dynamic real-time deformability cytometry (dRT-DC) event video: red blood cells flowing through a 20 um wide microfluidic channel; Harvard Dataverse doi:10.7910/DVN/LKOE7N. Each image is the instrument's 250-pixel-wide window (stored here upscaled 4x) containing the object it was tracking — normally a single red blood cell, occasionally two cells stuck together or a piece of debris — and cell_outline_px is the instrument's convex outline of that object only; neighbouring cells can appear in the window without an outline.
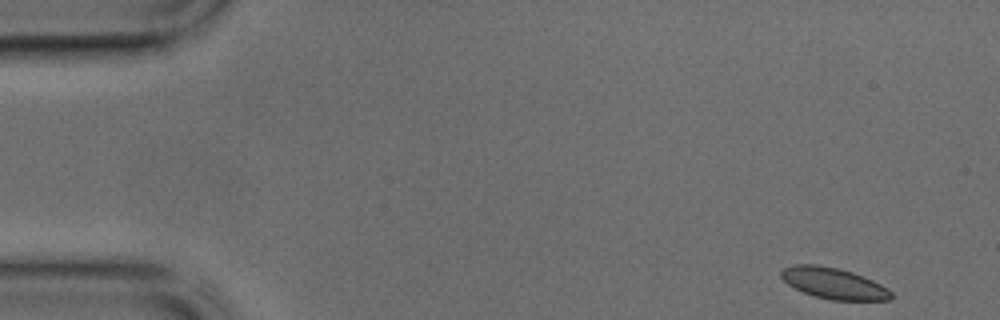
{"species": "common noctule bat (a hibernating species)", "species_latin": "Nyctalus noctula", "temperature_condition": "cold", "stored_images_in_passage": 42, "camera_frame_rate_fps": 3000, "um_per_image_px": 0.085, "animal": {"sex": "male", "body_mass_g": 17.9, "forearm_length_mm": 54.2}, "frame": {"image": 1, "passage_image": 1, "time_ms": 0.0, "image_size_px": [1000, 320], "cell_outline_px": [[892, 296], [888, 300], [832, 300], [816, 296], [804, 292], [788, 284], [780, 276], [780, 272], [784, 268], [792, 264], [816, 264], [840, 268], [864, 276], [880, 284], [892, 292]], "centroid_in_image_um": [70.85, 24.06], "position_along_channel_um": 14.2, "area_um2": 19.83}}
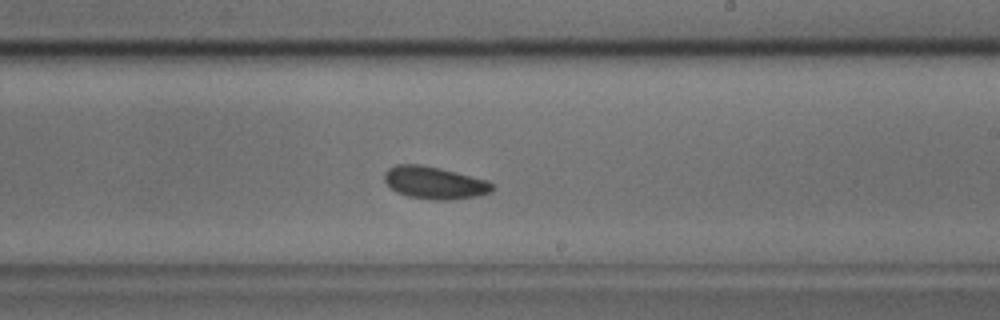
{"frame": {"image": 2, "passage_image": 24, "time_ms": 7.667, "image_size_px": [1000, 320], "cell_outline_px": [[496, 188], [492, 192], [476, 196], [452, 200], [436, 200], [408, 196], [396, 192], [384, 180], [384, 172], [388, 168], [396, 164], [420, 164], [440, 168], [488, 180]], "centroid_in_image_um": [36.95, 15.53], "position_along_channel_um": 252.1, "area_um2": 20.46}}
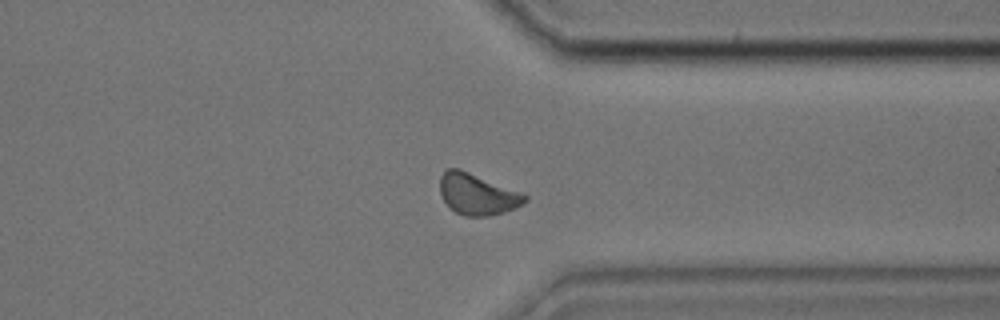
{"frame": {"image": 3, "passage_image": 32, "time_ms": 10.333, "image_size_px": [1000, 320], "cell_outline_px": [[528, 200], [516, 208], [504, 212], [488, 216], [464, 216], [456, 212], [444, 200], [440, 192], [440, 176], [448, 168], [460, 168], [520, 192], [528, 196]], "centroid_in_image_um": [40.58, 16.5], "position_along_channel_um": 370.8, "area_um2": 20.23}}